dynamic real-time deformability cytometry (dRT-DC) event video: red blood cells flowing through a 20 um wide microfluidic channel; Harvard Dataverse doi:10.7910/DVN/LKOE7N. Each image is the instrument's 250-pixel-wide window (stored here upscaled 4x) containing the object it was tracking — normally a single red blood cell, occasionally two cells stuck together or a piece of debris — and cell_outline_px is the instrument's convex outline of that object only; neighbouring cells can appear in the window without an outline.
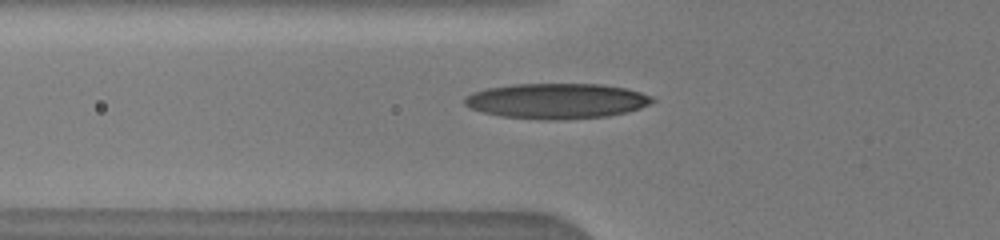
{"species": "human", "species_latin": "Homo sapiens", "temperature_condition": "warm", "stored_images_in_passage": 7, "camera_frame_rate_fps": 3000, "um_per_image_px": 0.085, "donor": {"sex": "male"}, "frame": {"image": 1, "passage_image": 2, "time_ms": 0.333, "image_size_px": [1000, 240], "cell_outline_px": [[656, 100], [640, 108], [628, 112], [608, 116], [564, 120], [544, 120], [500, 116], [484, 112], [472, 108], [464, 104], [464, 96], [472, 92], [488, 88], [512, 84], [604, 84], [628, 88], [652, 96]], "centroid_in_image_um": [47.34, 8.58], "position_along_channel_um": 78.5, "area_um2": 38.96}}